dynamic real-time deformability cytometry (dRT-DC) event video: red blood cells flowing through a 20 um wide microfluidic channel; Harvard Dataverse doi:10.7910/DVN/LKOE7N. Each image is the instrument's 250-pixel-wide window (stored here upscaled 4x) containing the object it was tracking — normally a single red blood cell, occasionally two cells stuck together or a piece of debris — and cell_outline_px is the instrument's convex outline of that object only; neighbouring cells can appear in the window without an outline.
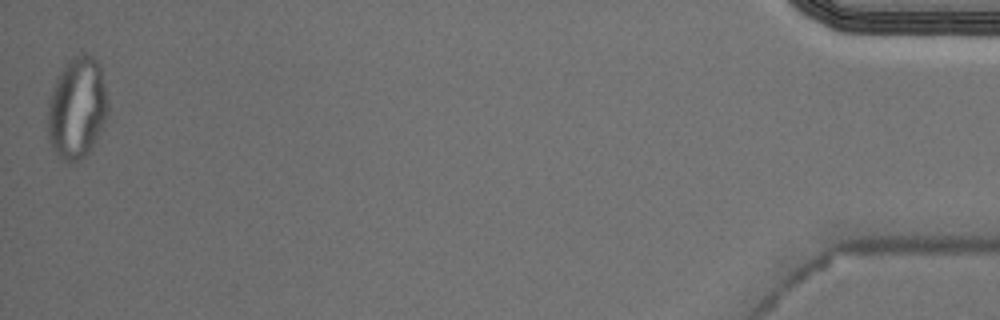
{"species": "Egyptian fruit bat (a non-hibernating species)", "species_latin": "Rousettus aegyptiacus", "temperature_condition": "cold", "stored_images_in_passage": 46, "camera_frame_rate_fps": 3000, "um_per_image_px": 0.085, "animal": {"sex": "male"}, "frame": {"image": 1, "passage_image": 46, "time_ms": 15.0, "image_size_px": [1000, 320], "cell_outline_px": [[108, 116], [88, 152], [84, 156], [76, 160], [64, 160], [56, 152], [48, 136], [48, 108], [52, 92], [56, 80], [60, 72], [76, 56], [84, 52], [92, 56], [96, 60], [100, 68], [108, 100]], "centroid_in_image_um": [6.57, 9.16], "position_along_channel_um": 428.6, "area_um2": 34.56}, "authors_computed_cell_mechanics": {"area_um2": 21.4149, "velocity_mm_per_s": 3.6754, "shape_relaxation_time_tau1_ms": null, "shape_relaxation_time_tau2_ms": 1.6231, "deformation_change_tau1": null, "deformation_change_tau2": 0.0694}}